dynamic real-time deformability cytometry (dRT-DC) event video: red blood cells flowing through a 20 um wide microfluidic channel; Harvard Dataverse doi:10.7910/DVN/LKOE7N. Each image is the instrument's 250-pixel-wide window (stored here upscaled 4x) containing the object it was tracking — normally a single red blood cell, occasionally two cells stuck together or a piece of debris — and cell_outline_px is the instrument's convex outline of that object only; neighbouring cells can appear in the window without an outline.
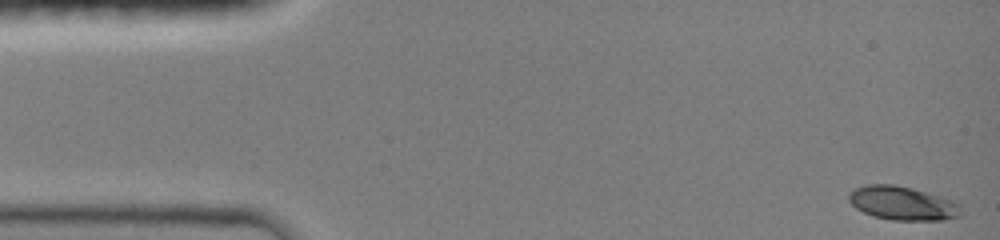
{"species": "common noctule bat (a hibernating species)", "species_latin": "Nyctalus noctula", "temperature_condition": "room temperature", "stored_images_in_passage": 39, "camera_frame_rate_fps": 3000, "um_per_image_px": 0.085, "animal": {"sex": "female", "body_mass_g": 19.0, "forearm_length_mm": 51.5}, "frame": {"image": 1, "passage_image": 1, "time_ms": 0.0, "image_size_px": [1000, 240], "cell_outline_px": [[960, 216], [944, 220], [892, 220], [872, 216], [856, 208], [848, 200], [848, 196], [856, 188], [868, 184], [892, 184], [912, 188], [952, 200], [956, 204], [960, 212]], "centroid_in_image_um": [76.67, 17.28], "position_along_channel_um": 8.3, "area_um2": 21.73}}
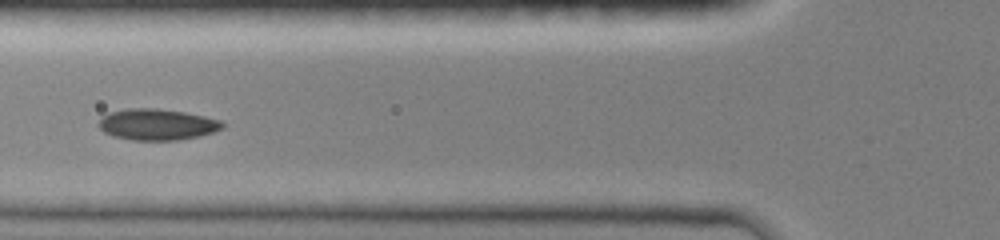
{"frame": {"image": 2, "passage_image": 25, "time_ms": 5.333, "image_size_px": [1000, 240], "cell_outline_px": [[224, 128], [200, 136], [176, 140], [132, 140], [112, 136], [104, 132], [100, 128], [100, 120], [104, 116], [112, 112], [128, 108], [156, 108], [184, 112], [204, 116], [220, 120], [224, 124]], "centroid_in_image_um": [13.37, 10.58], "position_along_channel_um": 112.4, "area_um2": 22.31}}
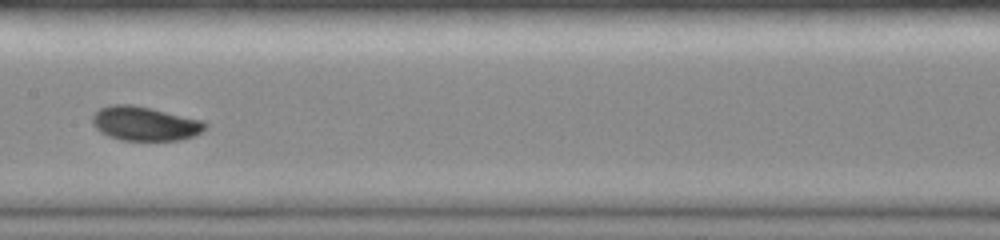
{"frame": {"image": 3, "passage_image": 38, "time_ms": 7.333, "image_size_px": [1000, 240], "cell_outline_px": [[208, 124], [200, 132], [192, 136], [180, 140], [120, 140], [108, 136], [100, 132], [92, 124], [92, 116], [100, 108], [112, 104], [132, 104], [152, 108], [204, 120]], "centroid_in_image_um": [12.3, 10.49], "position_along_channel_um": 195.1, "area_um2": 22.54}}